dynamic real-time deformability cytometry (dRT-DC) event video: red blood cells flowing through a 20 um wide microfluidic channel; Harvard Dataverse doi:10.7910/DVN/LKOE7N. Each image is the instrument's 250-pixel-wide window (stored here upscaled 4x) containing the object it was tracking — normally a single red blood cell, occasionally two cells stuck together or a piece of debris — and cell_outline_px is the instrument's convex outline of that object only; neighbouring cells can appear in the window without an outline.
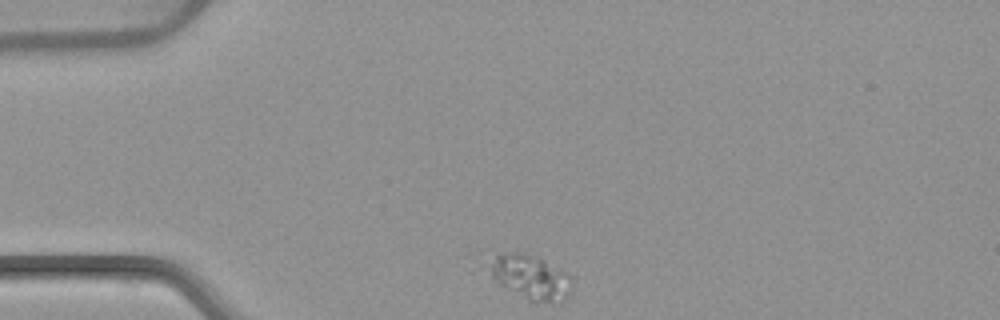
{"species": "common noctule bat (a hibernating species)", "species_latin": "Nyctalus noctula", "temperature_condition": "warm", "stored_images_in_passage": 33, "camera_frame_rate_fps": 3000, "um_per_image_px": 0.085, "animal": {"sex": "female", "body_mass_g": 22.7, "forearm_length_mm": 54.2}, "frame": {"image": 1, "passage_image": 1, "time_ms": 0.0, "image_size_px": [1000, 320], "cell_outline_px": [[572, 284], [568, 292], [560, 304], [528, 300], [500, 284], [484, 272], [496, 256], [500, 252], [524, 252], [572, 276]], "centroid_in_image_um": [45.04, 23.57], "position_along_channel_um": 40.0, "area_um2": 21.1}}
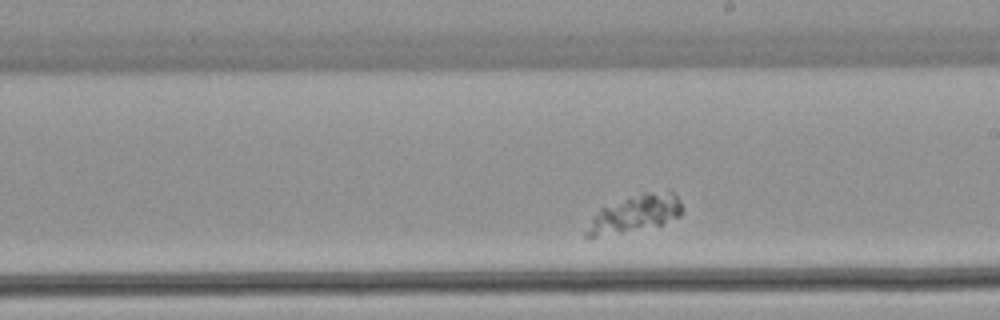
{"frame": {"image": 2, "passage_image": 20, "time_ms": 6.333, "image_size_px": [1000, 320], "cell_outline_px": [[684, 208], [680, 216], [660, 224], [620, 232], [596, 236], [584, 236], [584, 232], [592, 216], [600, 208], [628, 196], [640, 192], [676, 192]], "centroid_in_image_um": [53.98, 18.11], "position_along_channel_um": 235.0, "area_um2": 20.46}}
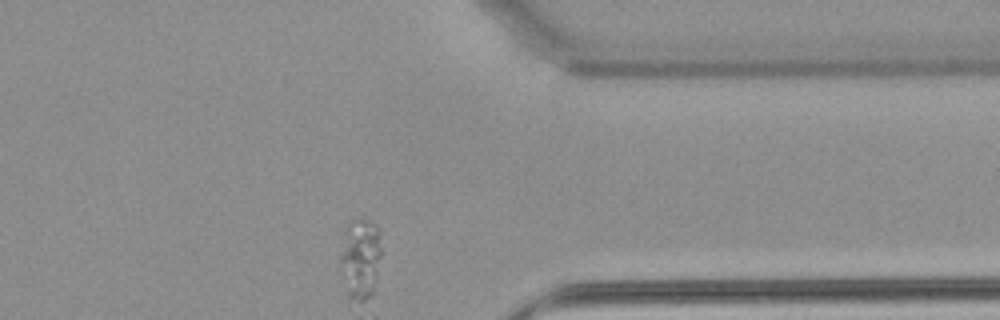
{"frame": {"image": 3, "passage_image": 33, "time_ms": 10.667, "image_size_px": [1000, 320], "cell_outline_px": [[380, 256], [372, 292], [364, 300], [360, 300], [348, 296], [340, 260], [340, 256], [348, 220], [368, 220], [376, 224], [380, 228]], "centroid_in_image_um": [30.64, 21.89], "position_along_channel_um": 380.8, "area_um2": 18.61}}